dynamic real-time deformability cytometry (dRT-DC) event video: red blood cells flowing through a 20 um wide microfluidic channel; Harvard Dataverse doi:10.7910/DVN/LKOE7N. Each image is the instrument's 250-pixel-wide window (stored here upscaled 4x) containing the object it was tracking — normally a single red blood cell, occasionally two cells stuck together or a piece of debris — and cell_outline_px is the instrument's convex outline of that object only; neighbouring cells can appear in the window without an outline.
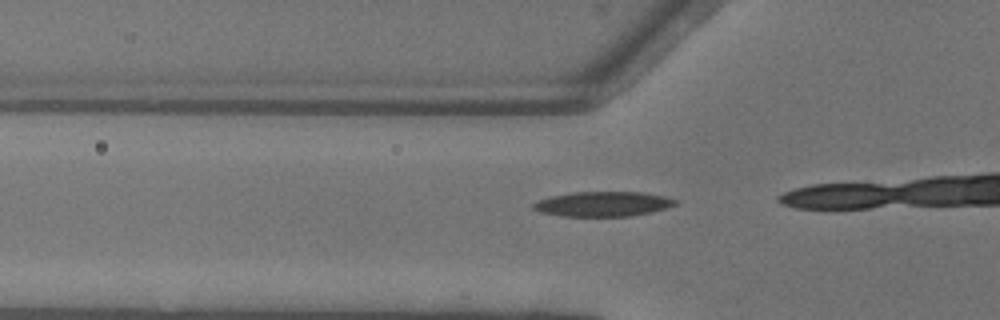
{"species": "common noctule bat (a hibernating species)", "species_latin": "Nyctalus noctula", "temperature_condition": "warm", "stored_images_in_passage": 17, "camera_frame_rate_fps": 3000, "um_per_image_px": 0.085, "animal": {"sex": "female"}, "frame": {"image": 1, "passage_image": 13, "time_ms": 4.0, "image_size_px": [1000, 320], "cell_outline_px": [[676, 204], [652, 212], [628, 216], [560, 216], [540, 212], [532, 208], [532, 204], [536, 200], [548, 196], [572, 192], [644, 192], [664, 196], [676, 200]], "centroid_in_image_um": [51.17, 17.33], "position_along_channel_um": 74.6, "area_um2": 20.63}}
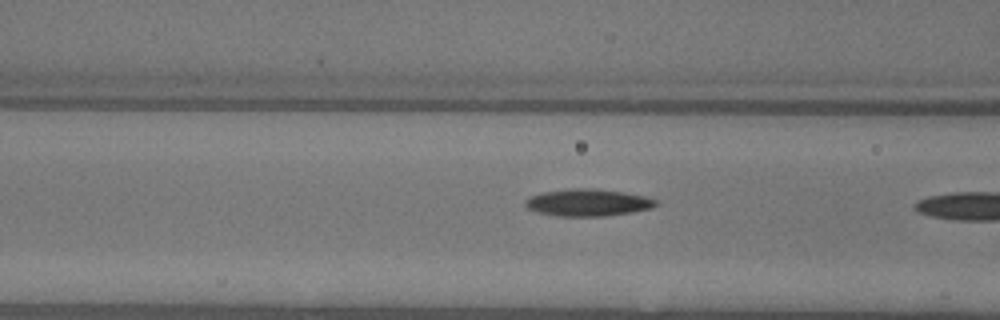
{"frame": {"image": 2, "passage_image": 16, "time_ms": 5.0, "image_size_px": [1000, 320], "cell_outline_px": [[656, 204], [652, 208], [632, 212], [604, 216], [556, 216], [536, 212], [528, 208], [524, 204], [524, 200], [528, 196], [544, 192], [572, 188], [592, 188], [624, 192], [644, 196], [656, 200]], "centroid_in_image_um": [49.92, 17.22], "position_along_channel_um": 116.7, "area_um2": 20.63}}